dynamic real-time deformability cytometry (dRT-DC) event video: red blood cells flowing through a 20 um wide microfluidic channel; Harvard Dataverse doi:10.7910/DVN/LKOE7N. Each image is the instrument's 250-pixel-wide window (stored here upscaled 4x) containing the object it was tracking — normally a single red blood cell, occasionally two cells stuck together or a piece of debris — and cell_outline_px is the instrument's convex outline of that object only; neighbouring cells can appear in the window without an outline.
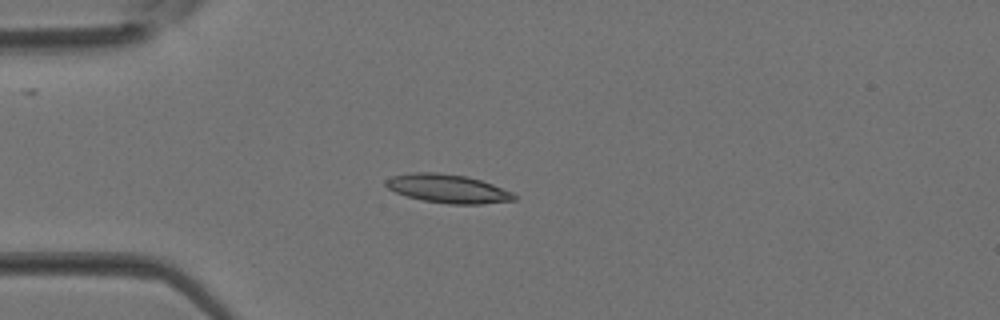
{"species": "Egyptian fruit bat (a non-hibernating species)", "species_latin": "Rousettus aegyptiacus", "temperature_condition": "room temperature", "stored_images_in_passage": 3, "camera_frame_rate_fps": 3000, "um_per_image_px": 0.085, "animal": {"sex": "female"}, "frame": {"image": 1, "passage_image": 3, "time_ms": 0.667, "image_size_px": [1000, 320], "cell_outline_px": [[516, 200], [480, 204], [448, 204], [424, 200], [408, 196], [396, 192], [388, 188], [384, 184], [384, 180], [392, 176], [412, 172], [436, 172], [468, 176], [492, 184], [512, 192], [516, 196]], "centroid_in_image_um": [38.05, 16.02], "position_along_channel_um": 46.9, "area_um2": 21.33}}